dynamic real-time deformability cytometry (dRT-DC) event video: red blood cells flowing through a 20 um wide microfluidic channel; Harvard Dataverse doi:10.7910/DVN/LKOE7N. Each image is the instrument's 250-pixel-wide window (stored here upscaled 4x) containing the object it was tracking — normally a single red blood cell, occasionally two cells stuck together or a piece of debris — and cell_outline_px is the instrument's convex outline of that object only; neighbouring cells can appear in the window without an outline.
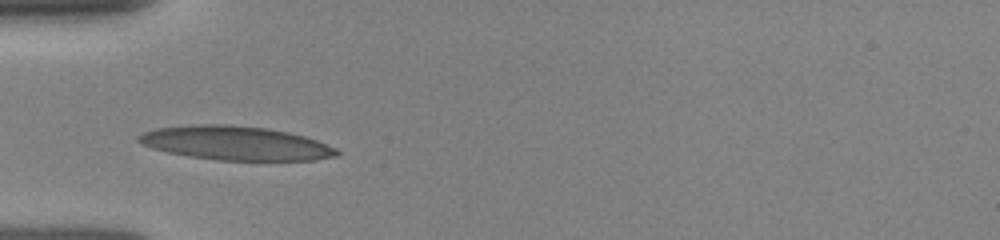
{"species": "human", "species_latin": "Homo sapiens", "temperature_condition": "room temperature", "stored_images_in_passage": 34, "camera_frame_rate_fps": 3000, "um_per_image_px": 0.085, "donor": {"sex": "female"}, "frame": {"image": 1, "passage_image": 1, "time_ms": 0.0, "image_size_px": [1000, 240], "cell_outline_px": [[340, 156], [316, 160], [216, 160], [188, 156], [168, 152], [152, 148], [140, 144], [136, 140], [136, 136], [144, 132], [156, 128], [192, 124], [228, 124], [268, 128], [288, 132], [304, 136], [316, 140], [336, 148], [340, 152]], "centroid_in_image_um": [20.01, 12.16], "position_along_channel_um": 65.0, "area_um2": 39.48}}
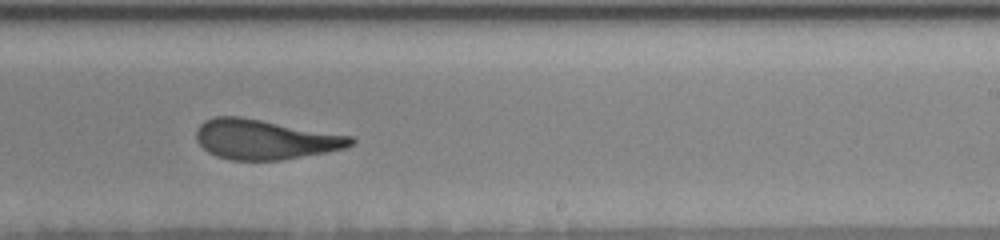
{"frame": {"image": 2, "passage_image": 19, "time_ms": 5.0, "image_size_px": [1000, 240], "cell_outline_px": [[356, 140], [352, 144], [344, 148], [328, 152], [284, 160], [232, 160], [216, 156], [208, 152], [196, 140], [196, 128], [204, 120], [212, 116], [240, 116], [352, 136]], "centroid_in_image_um": [22.49, 11.85], "position_along_channel_um": 266.5, "area_um2": 36.01}}
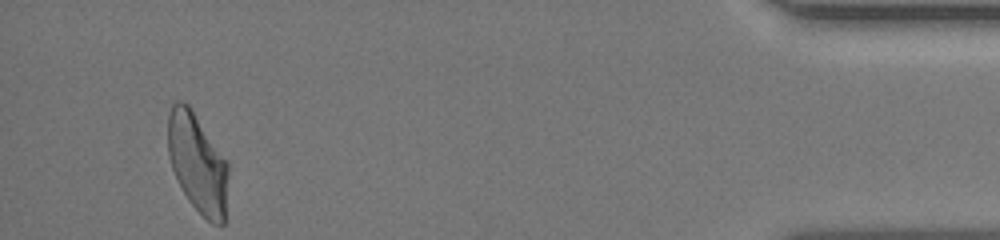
{"frame": {"image": 3, "passage_image": 34, "time_ms": 10.333, "image_size_px": [1000, 240], "cell_outline_px": [[228, 172], [224, 224], [212, 224], [188, 200], [172, 168], [168, 156], [168, 116], [172, 104], [176, 100], [180, 100], [188, 104], [192, 108], [228, 160]], "centroid_in_image_um": [16.8, 13.81], "position_along_channel_um": 418.4, "area_um2": 35.03}}